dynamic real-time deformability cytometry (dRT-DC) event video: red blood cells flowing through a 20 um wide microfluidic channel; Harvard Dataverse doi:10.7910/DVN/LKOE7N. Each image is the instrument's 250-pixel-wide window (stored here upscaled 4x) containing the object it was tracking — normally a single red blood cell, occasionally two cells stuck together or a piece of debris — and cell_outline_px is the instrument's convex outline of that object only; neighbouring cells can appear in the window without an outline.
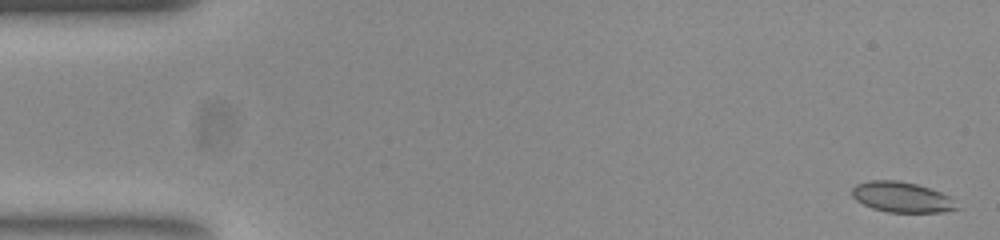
{"species": "common noctule bat (a hibernating species)", "species_latin": "Nyctalus noctula", "temperature_condition": "room temperature", "stored_images_in_passage": 55, "camera_frame_rate_fps": 3000, "um_per_image_px": 0.085, "animal": {"sex": "female", "body_mass_g": 23.0, "forearm_length_mm": 53.4}, "frame": {"image": 1, "passage_image": 2, "time_ms": 0.333, "image_size_px": [1000, 240], "cell_outline_px": [[960, 208], [944, 212], [888, 212], [872, 208], [856, 200], [852, 196], [852, 188], [856, 184], [868, 180], [896, 180], [916, 184], [940, 192], [948, 196]], "centroid_in_image_um": [76.62, 16.75], "position_along_channel_um": 8.4, "area_um2": 18.44}}
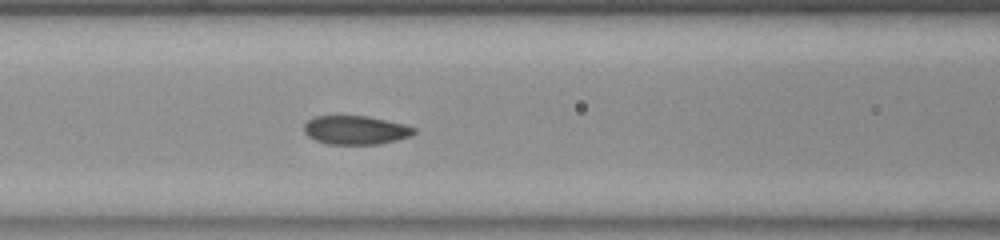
{"frame": {"image": 2, "passage_image": 23, "time_ms": 7.333, "image_size_px": [1000, 240], "cell_outline_px": [[416, 132], [412, 136], [380, 144], [328, 144], [316, 140], [308, 136], [304, 132], [304, 124], [308, 120], [316, 116], [368, 116], [404, 124], [416, 128]], "centroid_in_image_um": [30.25, 11.06], "position_along_channel_um": 136.4, "area_um2": 18.44}}
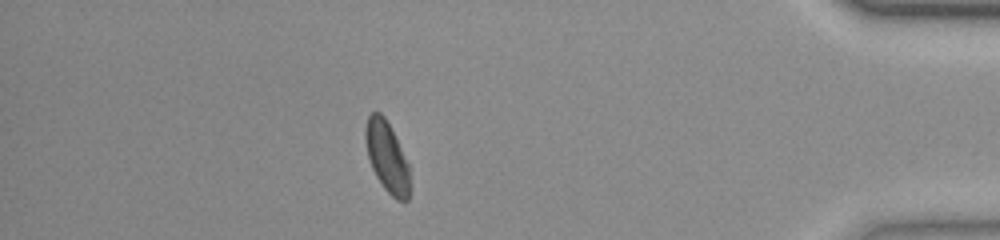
{"frame": {"image": 3, "passage_image": 48, "time_ms": 15.667, "image_size_px": [1000, 240], "cell_outline_px": [[408, 200], [396, 200], [384, 188], [376, 176], [372, 168], [368, 156], [364, 140], [364, 128], [368, 116], [372, 112], [380, 112], [384, 116], [408, 164]], "centroid_in_image_um": [32.83, 13.31], "position_along_channel_um": 402.4, "area_um2": 17.74}, "authors_computed_cell_mechanics": {"area_um2": 18.9006, "velocity_mm_per_s": 3.763, "shape_relaxation_time_tau1_ms": 4.9421, "shape_relaxation_time_tau2_ms": 1.0643, "deformation_change_tau1": 0.1253, "deformation_change_tau2": 0.0506}}